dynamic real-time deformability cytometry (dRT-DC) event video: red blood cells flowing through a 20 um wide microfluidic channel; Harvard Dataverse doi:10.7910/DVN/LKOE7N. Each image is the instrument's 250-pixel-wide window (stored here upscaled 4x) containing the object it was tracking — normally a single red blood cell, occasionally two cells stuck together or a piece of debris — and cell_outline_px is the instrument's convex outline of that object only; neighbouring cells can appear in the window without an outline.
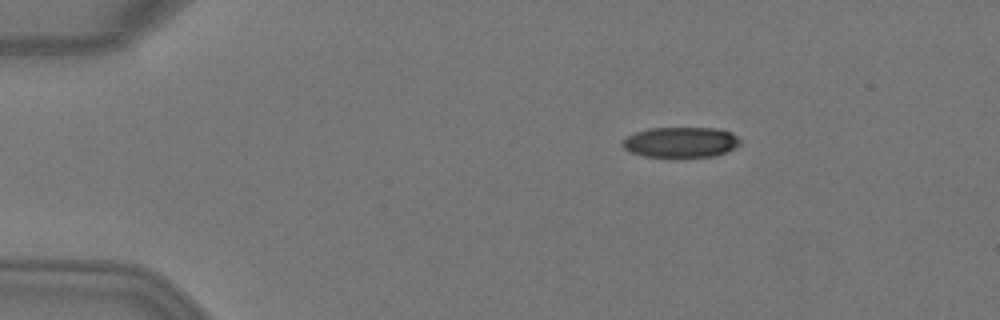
{"species": "Egyptian fruit bat (a non-hibernating species)", "species_latin": "Rousettus aegyptiacus", "temperature_condition": "warm", "stored_images_in_passage": 3, "camera_frame_rate_fps": 3000, "um_per_image_px": 0.085, "animal": {"sex": "female"}, "frame": {"image": 1, "passage_image": 2, "time_ms": 0.333, "image_size_px": [1000, 320], "cell_outline_px": [[740, 144], [716, 156], [644, 156], [632, 152], [624, 148], [624, 140], [628, 136], [636, 132], [648, 128], [720, 128], [732, 132], [740, 140]], "centroid_in_image_um": [57.9, 12.07], "position_along_channel_um": 27.1, "area_um2": 20.46}}